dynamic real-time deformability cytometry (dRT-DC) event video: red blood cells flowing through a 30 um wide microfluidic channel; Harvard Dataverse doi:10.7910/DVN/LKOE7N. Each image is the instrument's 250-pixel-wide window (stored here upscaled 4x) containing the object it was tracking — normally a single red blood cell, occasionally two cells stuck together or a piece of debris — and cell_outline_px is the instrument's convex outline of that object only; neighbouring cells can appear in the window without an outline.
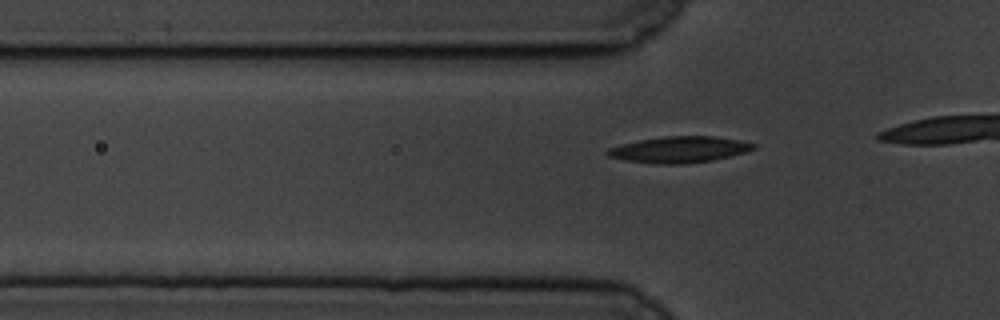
{"species": "common noctule bat (a hibernating species)", "species_latin": "Nyctalus noctula", "temperature_condition": "cold", "stored_images_in_passage": 9, "camera_frame_rate_fps": 3000, "um_per_image_px": 0.085, "animal": {"sex": "male", "body_mass_g": 19.5, "forearm_length_mm": 54.6}, "frame": {"image": 1, "passage_image": 3, "time_ms": 0.667, "image_size_px": [1000, 320], "cell_outline_px": [[756, 148], [748, 152], [712, 160], [684, 164], [652, 164], [624, 160], [608, 156], [604, 152], [608, 148], [640, 140], [664, 136], [712, 136], [740, 140], [756, 144]], "centroid_in_image_um": [57.76, 12.72], "position_along_channel_um": 68.0, "area_um2": 22.37}}
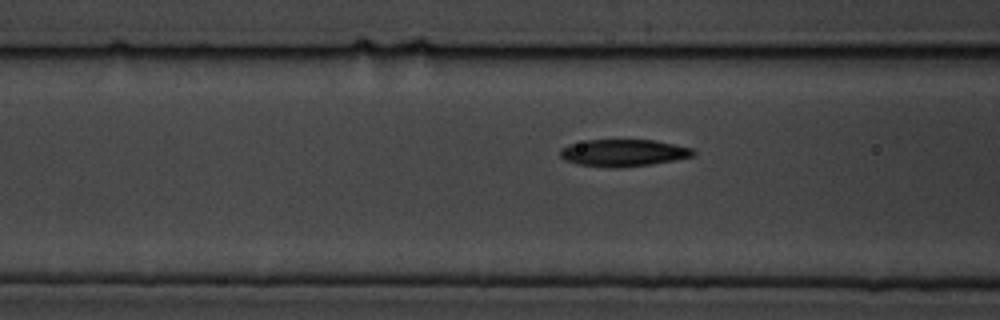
{"frame": {"image": 2, "passage_image": 7, "time_ms": 2.0, "image_size_px": [1000, 320], "cell_outline_px": [[696, 152], [692, 156], [652, 164], [616, 168], [580, 164], [564, 160], [560, 156], [560, 148], [568, 144], [588, 140], [656, 140], [692, 148]], "centroid_in_image_um": [52.97, 12.98], "position_along_channel_um": 113.6, "area_um2": 20.81}}